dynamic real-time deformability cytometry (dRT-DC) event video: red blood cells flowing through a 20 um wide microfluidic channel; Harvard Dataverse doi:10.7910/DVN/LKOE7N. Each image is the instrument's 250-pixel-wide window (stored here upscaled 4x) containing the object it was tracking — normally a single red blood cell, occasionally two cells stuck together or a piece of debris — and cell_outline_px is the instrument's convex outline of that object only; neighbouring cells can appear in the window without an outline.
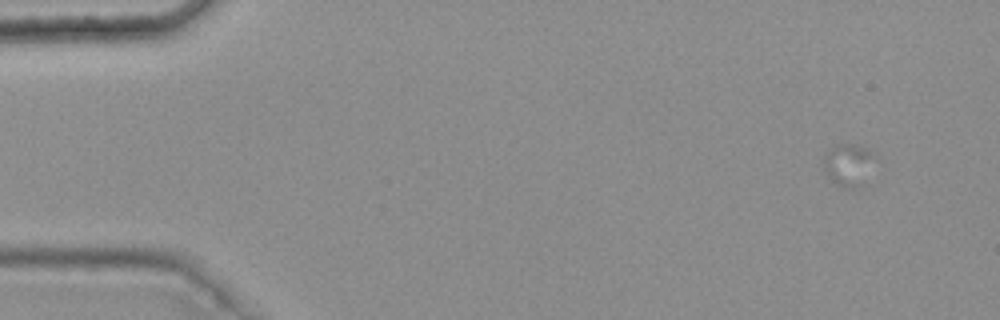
{"species": "common noctule bat (a hibernating species)", "species_latin": "Nyctalus noctula", "temperature_condition": "warm", "stored_images_in_passage": 4, "camera_frame_rate_fps": 3000, "um_per_image_px": 0.085, "animal": {"sex": "female", "body_mass_g": 25.1}, "frame": {"image": 1, "passage_image": 1, "time_ms": 0.0, "image_size_px": [1000, 320], "cell_outline_px": [[876, 156], [856, 184], [852, 188], [848, 188], [832, 180], [824, 168], [824, 160], [828, 152], [836, 144], [856, 144], [868, 148]], "centroid_in_image_um": [72.07, 13.89], "position_along_channel_um": 12.9, "area_um2": 11.39}}